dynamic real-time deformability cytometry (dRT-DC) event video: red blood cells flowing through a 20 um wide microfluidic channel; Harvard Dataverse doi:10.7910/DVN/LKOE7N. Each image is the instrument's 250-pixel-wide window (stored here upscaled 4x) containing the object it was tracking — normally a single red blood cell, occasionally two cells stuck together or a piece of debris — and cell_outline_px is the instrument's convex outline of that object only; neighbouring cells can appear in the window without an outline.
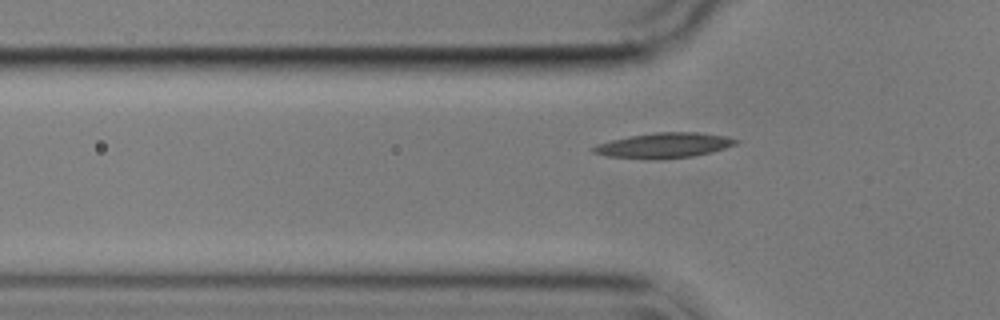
{"species": "common noctule bat (a hibernating species)", "species_latin": "Nyctalus noctula", "temperature_condition": "cold", "stored_images_in_passage": 40, "camera_frame_rate_fps": 3000, "um_per_image_px": 0.085, "animal": {"sex": "male", "body_mass_g": 17.9}, "frame": {"image": 1, "passage_image": 7, "time_ms": 2.0, "image_size_px": [1000, 320], "cell_outline_px": [[740, 140], [736, 144], [712, 152], [692, 156], [608, 156], [592, 152], [588, 148], [596, 144], [628, 136], [656, 132], [696, 132], [724, 136]], "centroid_in_image_um": [56.45, 12.3], "position_along_channel_um": 69.3, "area_um2": 19.71}}
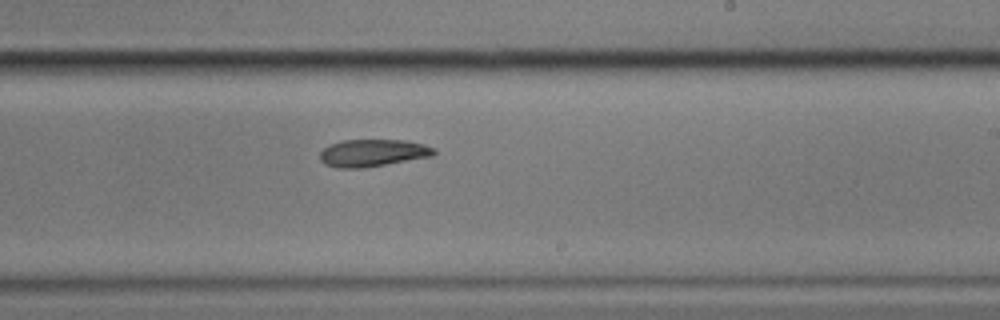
{"frame": {"image": 2, "passage_image": 23, "time_ms": 7.333, "image_size_px": [1000, 320], "cell_outline_px": [[436, 152], [432, 156], [364, 168], [336, 168], [324, 164], [320, 160], [320, 152], [328, 144], [344, 140], [404, 140], [424, 144], [436, 148]], "centroid_in_image_um": [31.67, 13.0], "position_along_channel_um": 257.3, "area_um2": 18.26}}
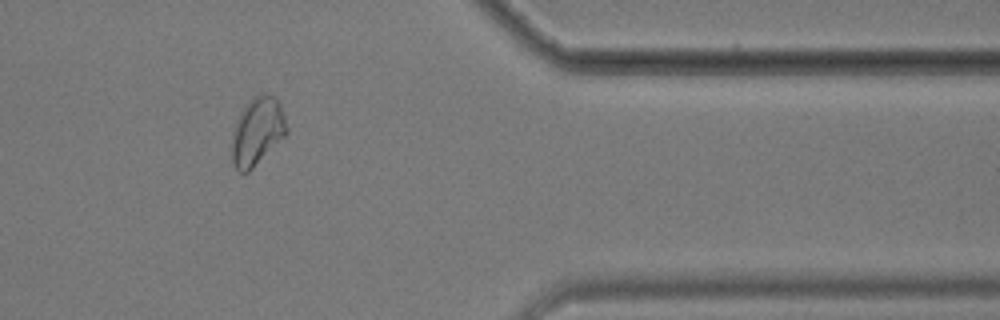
{"frame": {"image": 3, "passage_image": 36, "time_ms": 11.667, "image_size_px": [1000, 320], "cell_outline_px": [[288, 132], [248, 172], [240, 172], [232, 164], [232, 132], [236, 120], [240, 112], [252, 96], [260, 92], [268, 92], [276, 96], [280, 104], [288, 128]], "centroid_in_image_um": [21.86, 11.1], "position_along_channel_um": 389.5, "area_um2": 21.79}}